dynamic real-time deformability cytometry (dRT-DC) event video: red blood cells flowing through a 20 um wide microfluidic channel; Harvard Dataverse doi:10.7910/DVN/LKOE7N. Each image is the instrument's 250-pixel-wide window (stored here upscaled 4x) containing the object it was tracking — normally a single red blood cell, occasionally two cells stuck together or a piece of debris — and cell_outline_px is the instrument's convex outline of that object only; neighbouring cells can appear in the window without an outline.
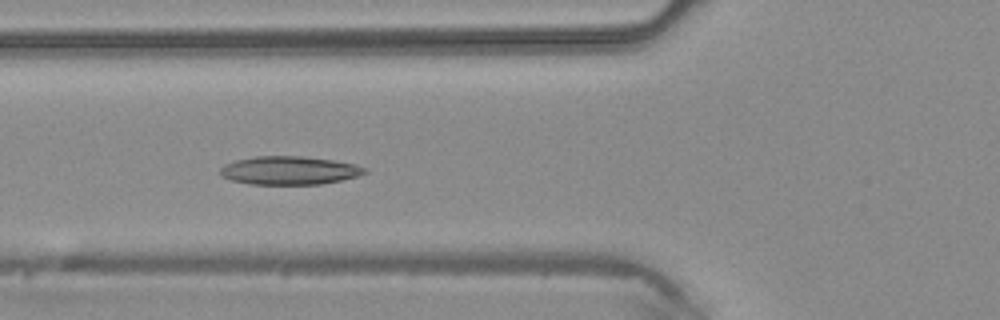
{"species": "common noctule bat (a hibernating species)", "species_latin": "Nyctalus noctula", "temperature_condition": "warm", "stored_images_in_passage": 18, "camera_frame_rate_fps": 3000, "um_per_image_px": 0.085, "animal": {"sex": "male", "body_mass_g": 20.4}, "frame": {"image": 1, "passage_image": 3, "time_ms": 0.667, "image_size_px": [1000, 320], "cell_outline_px": [[368, 172], [356, 176], [340, 180], [320, 184], [252, 184], [232, 180], [220, 176], [220, 168], [224, 164], [236, 160], [256, 156], [304, 156], [332, 160], [356, 164], [368, 168]], "centroid_in_image_um": [24.59, 14.48], "position_along_channel_um": 101.2, "area_um2": 23.87}}